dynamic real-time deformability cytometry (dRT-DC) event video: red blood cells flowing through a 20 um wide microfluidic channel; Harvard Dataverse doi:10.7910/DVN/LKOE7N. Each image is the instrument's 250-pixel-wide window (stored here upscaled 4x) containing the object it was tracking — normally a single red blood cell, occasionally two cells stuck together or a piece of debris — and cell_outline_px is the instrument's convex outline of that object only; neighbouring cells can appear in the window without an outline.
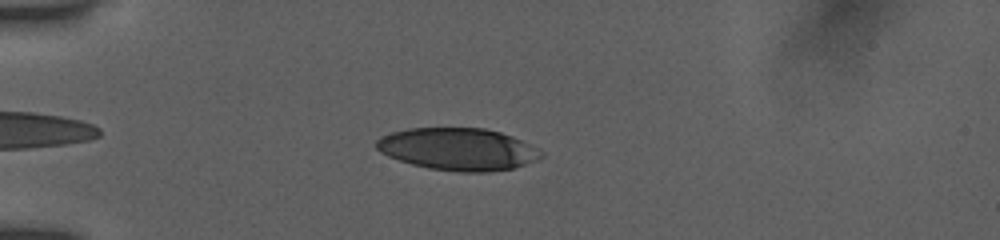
{"species": "human", "species_latin": "Homo sapiens", "temperature_condition": "room temperature", "stored_images_in_passage": 41, "camera_frame_rate_fps": 3000, "um_per_image_px": 0.085, "donor": {"sex": "female"}, "frame": {"image": 1, "passage_image": 7, "time_ms": 2.0, "image_size_px": [1000, 240], "cell_outline_px": [[544, 156], [536, 160], [512, 168], [488, 172], [460, 172], [428, 168], [412, 164], [388, 156], [380, 152], [376, 148], [376, 140], [380, 136], [392, 132], [408, 128], [484, 128], [500, 132], [512, 136], [544, 152]], "centroid_in_image_um": [38.91, 12.67], "position_along_channel_um": 46.1, "area_um2": 40.46}}
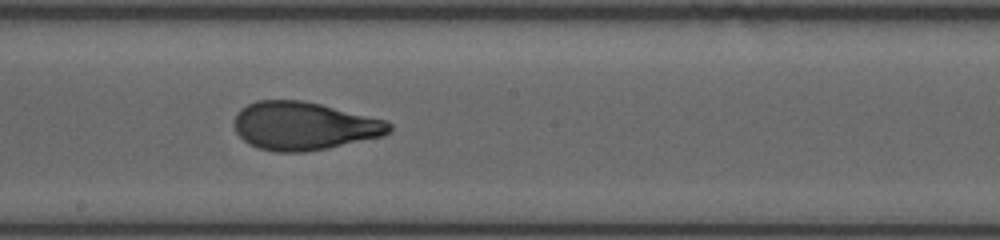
{"frame": {"image": 2, "passage_image": 23, "time_ms": 7.333, "image_size_px": [1000, 240], "cell_outline_px": [[392, 132], [384, 136], [328, 148], [304, 152], [276, 152], [256, 148], [248, 144], [236, 132], [236, 112], [240, 108], [256, 100], [304, 100], [388, 120], [392, 124]], "centroid_in_image_um": [25.87, 10.7], "position_along_channel_um": 222.3, "area_um2": 43.87}}
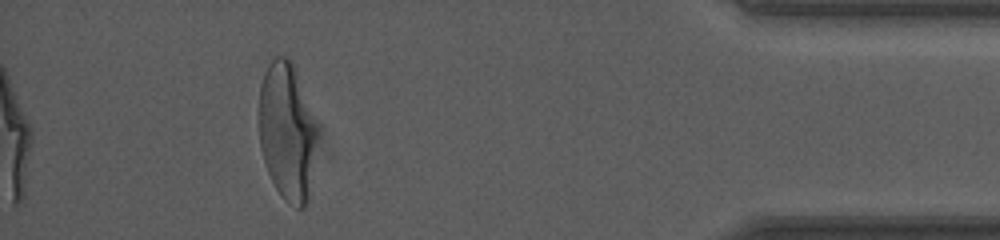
{"frame": {"image": 3, "passage_image": 41, "time_ms": 13.333, "image_size_px": [1000, 240], "cell_outline_px": [[316, 136], [308, 200], [304, 208], [296, 208], [288, 204], [280, 196], [264, 164], [260, 148], [260, 84], [264, 72], [268, 64], [276, 56], [288, 56], [292, 60], [316, 128]], "centroid_in_image_um": [24.36, 11.2], "position_along_channel_um": 410.8, "area_um2": 45.89}, "authors_computed_cell_mechanics": {"area_um2": 43.2922, "velocity_mm_per_s": 3.9061, "shape_relaxation_time_tau1_ms": 4.1623, "shape_relaxation_time_tau2_ms": 0.7148, "deformation_change_tau1": 0.1908, "deformation_change_tau2": 0.0669}}